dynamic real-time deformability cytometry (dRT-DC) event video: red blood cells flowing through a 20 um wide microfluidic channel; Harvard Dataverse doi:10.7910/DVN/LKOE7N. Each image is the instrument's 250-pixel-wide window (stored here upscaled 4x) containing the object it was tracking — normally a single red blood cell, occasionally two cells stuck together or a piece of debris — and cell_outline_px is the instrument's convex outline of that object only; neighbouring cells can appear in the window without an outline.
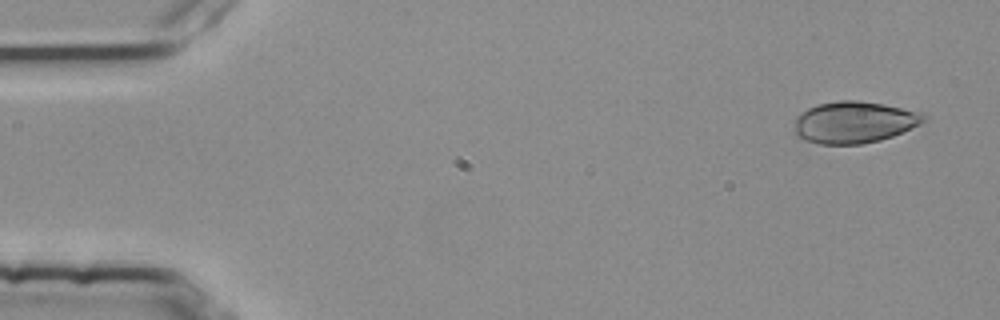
{"species": "common noctule bat (a hibernating species)", "species_latin": "Nyctalus noctula", "temperature_condition": "room temperature", "stored_images_in_passage": 4, "camera_frame_rate_fps": 3000, "um_per_image_px": 0.085, "animal": {"sex": "female", "body_mass_g": 25.1}, "frame": {"image": 1, "passage_image": 1, "time_ms": 0.0, "image_size_px": [1000, 320], "cell_outline_px": [[928, 120], [920, 124], [892, 136], [880, 140], [860, 144], [820, 144], [804, 140], [796, 136], [796, 116], [808, 108], [816, 104], [836, 100], [856, 100], [884, 104], [924, 112], [928, 116]], "centroid_in_image_um": [72.64, 10.37], "position_along_channel_um": 12.4, "area_um2": 31.67}}
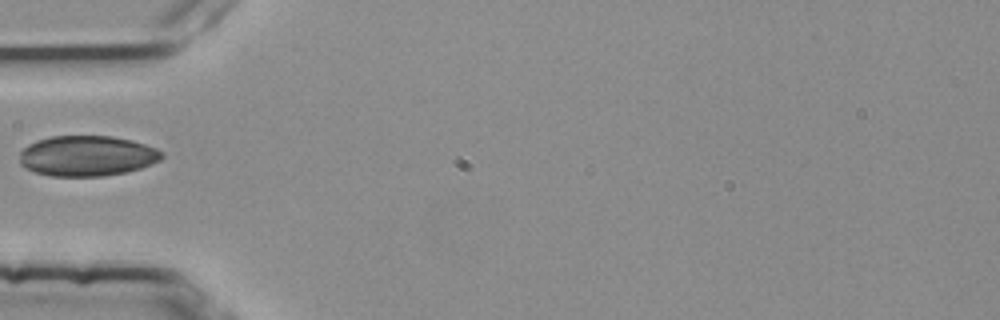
{"frame": {"image": 2, "passage_image": 4, "time_ms": 1.0, "image_size_px": [1000, 320], "cell_outline_px": [[164, 156], [160, 160], [152, 164], [140, 168], [124, 172], [104, 176], [48, 176], [24, 168], [20, 164], [20, 152], [28, 144], [36, 140], [52, 136], [112, 136], [132, 140], [156, 148], [164, 152]], "centroid_in_image_um": [7.39, 13.25], "position_along_channel_um": 77.6, "area_um2": 33.7}}